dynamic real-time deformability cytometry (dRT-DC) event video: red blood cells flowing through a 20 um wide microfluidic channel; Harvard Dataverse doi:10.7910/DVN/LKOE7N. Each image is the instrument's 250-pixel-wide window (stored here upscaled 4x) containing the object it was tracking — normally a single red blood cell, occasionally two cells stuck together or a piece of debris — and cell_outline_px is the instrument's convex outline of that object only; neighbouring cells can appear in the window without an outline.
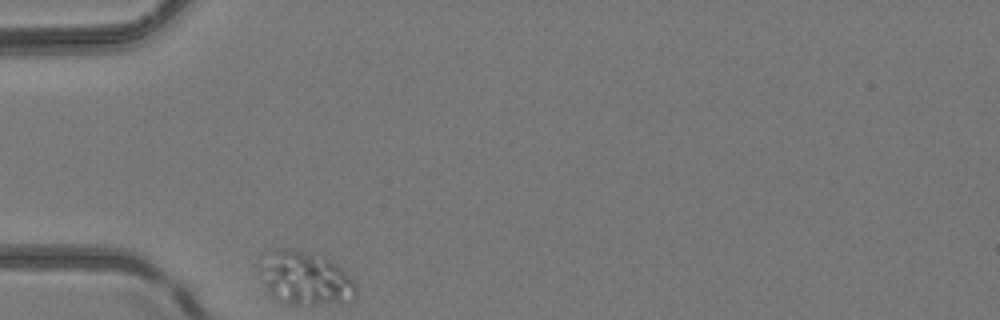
{"species": "common noctule bat (a hibernating species)", "species_latin": "Nyctalus noctula", "temperature_condition": "room temperature", "stored_images_in_passage": 31, "camera_frame_rate_fps": 3000, "um_per_image_px": 0.085, "animal": {"sex": "female", "body_mass_g": 24.6, "forearm_length_mm": 56.2}, "frame": {"image": 1, "passage_image": 1, "time_ms": 0.0, "image_size_px": [1000, 320], "cell_outline_px": [[356, 296], [340, 300], [312, 304], [280, 304], [272, 300], [264, 284], [260, 268], [268, 252], [276, 248], [292, 248], [324, 256], [340, 268], [356, 284]], "centroid_in_image_um": [25.86, 23.64], "position_along_channel_um": 59.1, "area_um2": 29.54}}
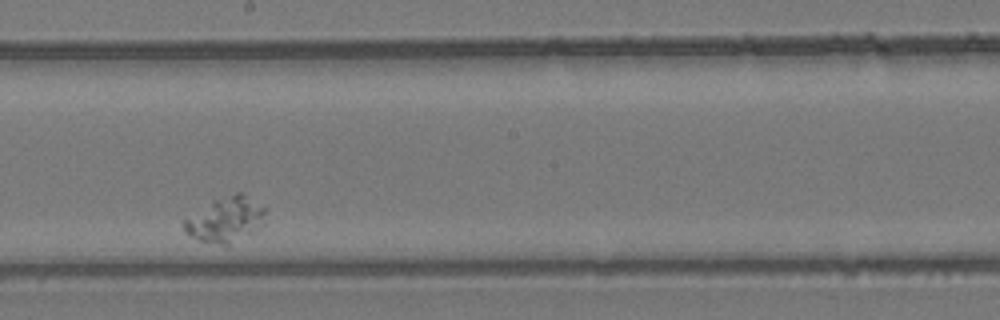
{"frame": {"image": 2, "passage_image": 18, "time_ms": 5.667, "image_size_px": [1000, 320], "cell_outline_px": [[268, 208], [264, 224], [260, 228], [228, 244], [220, 244], [200, 240], [188, 236], [184, 232], [184, 220], [212, 200], [236, 192], [240, 192]], "centroid_in_image_um": [19.22, 18.64], "position_along_channel_um": 229.0, "area_um2": 21.33}}
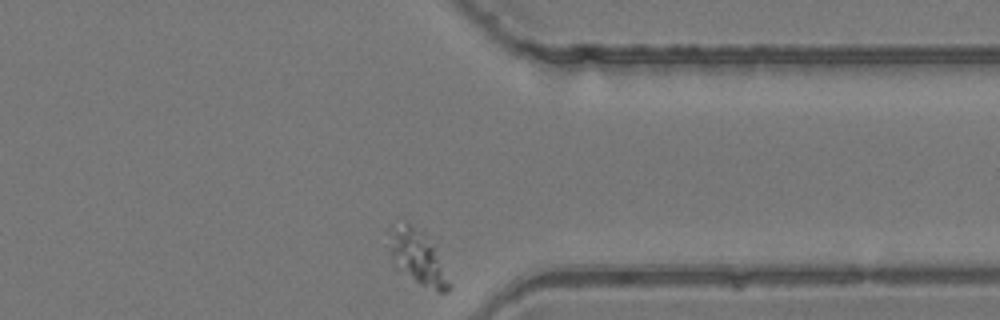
{"frame": {"image": 3, "passage_image": 31, "time_ms": 10.0, "image_size_px": [1000, 320], "cell_outline_px": [[452, 288], [448, 292], [436, 292], [420, 284], [392, 264], [388, 248], [396, 232], [404, 220], [408, 220], [424, 232], [452, 284]], "centroid_in_image_um": [35.54, 21.95], "position_along_channel_um": 375.9, "area_um2": 18.21}}